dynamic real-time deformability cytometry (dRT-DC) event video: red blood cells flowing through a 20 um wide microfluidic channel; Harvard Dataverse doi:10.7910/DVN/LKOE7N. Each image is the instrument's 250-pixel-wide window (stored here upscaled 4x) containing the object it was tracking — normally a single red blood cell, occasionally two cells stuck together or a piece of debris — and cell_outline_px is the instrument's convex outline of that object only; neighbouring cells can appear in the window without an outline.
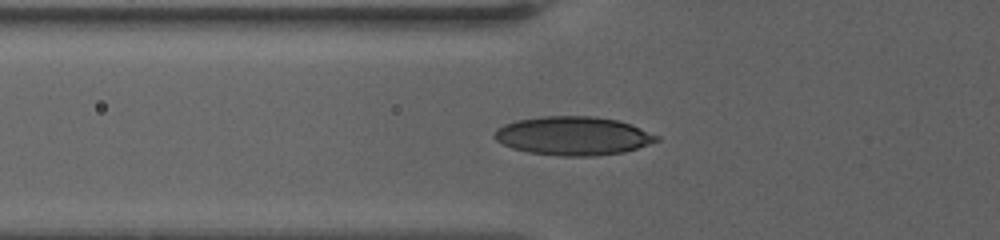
{"species": "human", "species_latin": "Homo sapiens", "temperature_condition": "warm", "stored_images_in_passage": 13, "camera_frame_rate_fps": 3000, "um_per_image_px": 0.085, "donor": {"sex": "female"}, "frame": {"image": 1, "passage_image": 3, "time_ms": 0.333, "image_size_px": [1000, 240], "cell_outline_px": [[660, 140], [624, 152], [596, 156], [560, 156], [528, 152], [512, 148], [496, 140], [492, 136], [496, 128], [504, 124], [516, 120], [544, 116], [592, 116], [620, 120], [660, 136]], "centroid_in_image_um": [48.7, 11.54], "position_along_channel_um": 77.1, "area_um2": 36.65}}
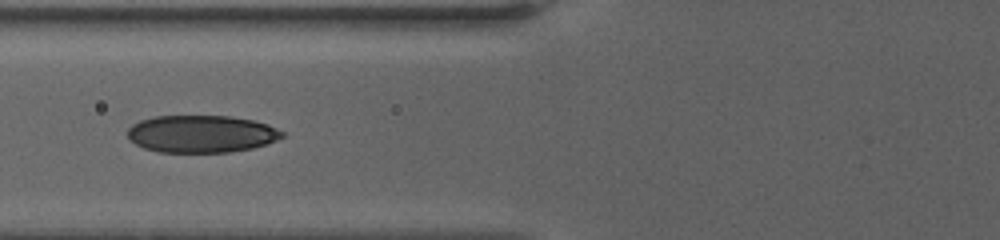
{"frame": {"image": 2, "passage_image": 8, "time_ms": 1.333, "image_size_px": [1000, 240], "cell_outline_px": [[284, 136], [276, 140], [252, 148], [228, 152], [160, 152], [144, 148], [136, 144], [128, 136], [128, 128], [132, 124], [140, 120], [156, 116], [228, 116], [252, 120], [264, 124], [284, 132]], "centroid_in_image_um": [17.08, 11.38], "position_along_channel_um": 108.7, "area_um2": 33.29}}